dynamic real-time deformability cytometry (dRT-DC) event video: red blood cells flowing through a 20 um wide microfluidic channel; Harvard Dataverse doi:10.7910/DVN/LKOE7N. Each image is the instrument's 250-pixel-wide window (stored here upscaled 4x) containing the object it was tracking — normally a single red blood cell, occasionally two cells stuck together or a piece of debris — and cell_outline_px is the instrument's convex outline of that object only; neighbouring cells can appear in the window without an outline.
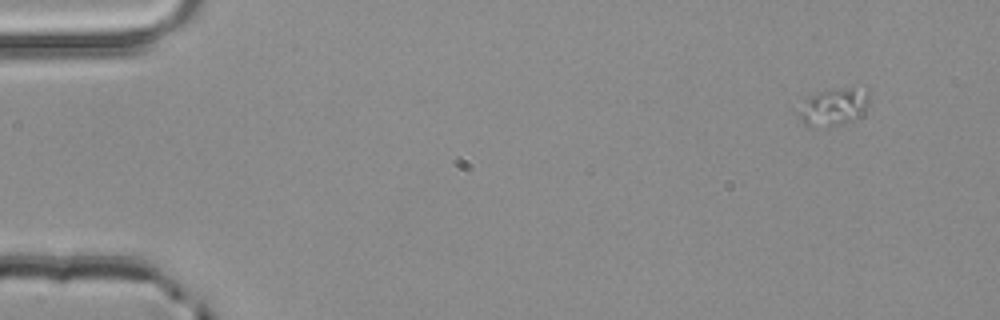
{"species": "common noctule bat (a hibernating species)", "species_latin": "Nyctalus noctula", "temperature_condition": "room temperature", "stored_images_in_passage": 4, "camera_frame_rate_fps": 3000, "um_per_image_px": 0.085, "animal": {"sex": "male", "body_mass_g": 20.4}, "frame": {"image": 1, "passage_image": 1, "time_ms": 0.0, "image_size_px": [1000, 320], "cell_outline_px": [[868, 104], [852, 120], [832, 124], [804, 124], [800, 120], [792, 108], [812, 96], [820, 92], [836, 88], [868, 88]], "centroid_in_image_um": [70.77, 9.02], "position_along_channel_um": 14.2, "area_um2": 14.85}}